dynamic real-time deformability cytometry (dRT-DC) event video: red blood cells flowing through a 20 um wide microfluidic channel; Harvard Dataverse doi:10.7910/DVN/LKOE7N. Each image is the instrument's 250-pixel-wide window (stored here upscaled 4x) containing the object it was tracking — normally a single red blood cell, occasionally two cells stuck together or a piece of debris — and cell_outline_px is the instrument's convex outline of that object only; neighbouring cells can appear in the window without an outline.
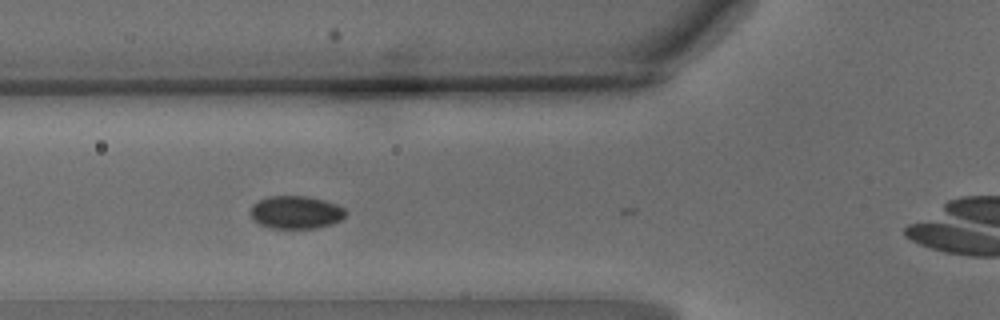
{"species": "common noctule bat (a hibernating species)", "species_latin": "Nyctalus noctula", "temperature_condition": "warm", "stored_images_in_passage": 3, "camera_frame_rate_fps": 3000, "um_per_image_px": 0.085, "animal": {"sex": "male", "body_mass_g": 15.6}, "frame": {"image": 1, "passage_image": 2, "time_ms": 0.333, "image_size_px": [1000, 320], "cell_outline_px": [[348, 212], [340, 220], [332, 224], [316, 228], [268, 228], [260, 224], [252, 216], [252, 204], [268, 196], [308, 196], [324, 200], [336, 204], [344, 208]], "centroid_in_image_um": [25.19, 18.04], "position_along_channel_um": 100.6, "area_um2": 18.15}}